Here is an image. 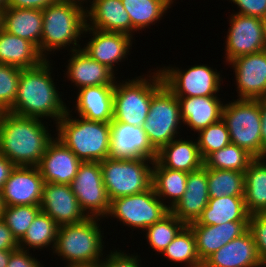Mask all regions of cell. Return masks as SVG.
Wrapping results in <instances>:
<instances>
[{"mask_svg": "<svg viewBox=\"0 0 266 267\" xmlns=\"http://www.w3.org/2000/svg\"><path fill=\"white\" fill-rule=\"evenodd\" d=\"M50 61L44 59L37 66L21 69L17 95L8 112L23 117L51 118L55 124L65 115L68 107L52 78Z\"/></svg>", "mask_w": 266, "mask_h": 267, "instance_id": "obj_1", "label": "cell"}, {"mask_svg": "<svg viewBox=\"0 0 266 267\" xmlns=\"http://www.w3.org/2000/svg\"><path fill=\"white\" fill-rule=\"evenodd\" d=\"M43 119L3 112L0 119V153L15 166H38L54 139Z\"/></svg>", "mask_w": 266, "mask_h": 267, "instance_id": "obj_2", "label": "cell"}, {"mask_svg": "<svg viewBox=\"0 0 266 267\" xmlns=\"http://www.w3.org/2000/svg\"><path fill=\"white\" fill-rule=\"evenodd\" d=\"M42 15L40 54L45 59H49L50 52L54 53L65 47L70 46V52L81 48L79 40L85 36L86 27L85 6L67 0H58L43 9Z\"/></svg>", "mask_w": 266, "mask_h": 267, "instance_id": "obj_3", "label": "cell"}, {"mask_svg": "<svg viewBox=\"0 0 266 267\" xmlns=\"http://www.w3.org/2000/svg\"><path fill=\"white\" fill-rule=\"evenodd\" d=\"M69 110L56 123V138L82 162H100L110 157V123L74 118ZM73 117V118H72Z\"/></svg>", "mask_w": 266, "mask_h": 267, "instance_id": "obj_4", "label": "cell"}, {"mask_svg": "<svg viewBox=\"0 0 266 267\" xmlns=\"http://www.w3.org/2000/svg\"><path fill=\"white\" fill-rule=\"evenodd\" d=\"M98 220L102 219L87 217L80 223L59 226L53 254L62 257L67 265L102 261L104 233Z\"/></svg>", "mask_w": 266, "mask_h": 267, "instance_id": "obj_5", "label": "cell"}, {"mask_svg": "<svg viewBox=\"0 0 266 267\" xmlns=\"http://www.w3.org/2000/svg\"><path fill=\"white\" fill-rule=\"evenodd\" d=\"M118 82L115 81L113 94V120L132 126H143L152 96L164 85L160 71L155 69V72L146 77L142 75Z\"/></svg>", "mask_w": 266, "mask_h": 267, "instance_id": "obj_6", "label": "cell"}, {"mask_svg": "<svg viewBox=\"0 0 266 267\" xmlns=\"http://www.w3.org/2000/svg\"><path fill=\"white\" fill-rule=\"evenodd\" d=\"M154 160L147 158L114 159L100 161L102 179L111 200L145 192L152 187Z\"/></svg>", "mask_w": 266, "mask_h": 267, "instance_id": "obj_7", "label": "cell"}, {"mask_svg": "<svg viewBox=\"0 0 266 267\" xmlns=\"http://www.w3.org/2000/svg\"><path fill=\"white\" fill-rule=\"evenodd\" d=\"M222 120L226 123L231 143L261 158V115L259 99H233L224 103Z\"/></svg>", "mask_w": 266, "mask_h": 267, "instance_id": "obj_8", "label": "cell"}, {"mask_svg": "<svg viewBox=\"0 0 266 267\" xmlns=\"http://www.w3.org/2000/svg\"><path fill=\"white\" fill-rule=\"evenodd\" d=\"M182 124L178 98L163 85L152 96L150 109L143 124V130L152 147L158 152L164 145L178 138V130Z\"/></svg>", "mask_w": 266, "mask_h": 267, "instance_id": "obj_9", "label": "cell"}, {"mask_svg": "<svg viewBox=\"0 0 266 267\" xmlns=\"http://www.w3.org/2000/svg\"><path fill=\"white\" fill-rule=\"evenodd\" d=\"M170 212L168 205L164 204L156 195L153 187L145 192L122 196L111 200L110 210L106 218H117L120 223L144 230L161 220Z\"/></svg>", "mask_w": 266, "mask_h": 267, "instance_id": "obj_10", "label": "cell"}, {"mask_svg": "<svg viewBox=\"0 0 266 267\" xmlns=\"http://www.w3.org/2000/svg\"><path fill=\"white\" fill-rule=\"evenodd\" d=\"M164 85L176 97H196L217 95L220 91V72L208 65H194L185 70L167 66L159 68Z\"/></svg>", "mask_w": 266, "mask_h": 267, "instance_id": "obj_11", "label": "cell"}, {"mask_svg": "<svg viewBox=\"0 0 266 267\" xmlns=\"http://www.w3.org/2000/svg\"><path fill=\"white\" fill-rule=\"evenodd\" d=\"M70 187L87 217L106 218L111 201L103 183L99 162H82Z\"/></svg>", "mask_w": 266, "mask_h": 267, "instance_id": "obj_12", "label": "cell"}, {"mask_svg": "<svg viewBox=\"0 0 266 267\" xmlns=\"http://www.w3.org/2000/svg\"><path fill=\"white\" fill-rule=\"evenodd\" d=\"M229 17L230 27L225 39L224 55L227 64L239 56L266 50L260 18L238 13H233Z\"/></svg>", "mask_w": 266, "mask_h": 267, "instance_id": "obj_13", "label": "cell"}, {"mask_svg": "<svg viewBox=\"0 0 266 267\" xmlns=\"http://www.w3.org/2000/svg\"><path fill=\"white\" fill-rule=\"evenodd\" d=\"M228 65L235 72L238 99L266 98V50L239 56Z\"/></svg>", "mask_w": 266, "mask_h": 267, "instance_id": "obj_14", "label": "cell"}, {"mask_svg": "<svg viewBox=\"0 0 266 267\" xmlns=\"http://www.w3.org/2000/svg\"><path fill=\"white\" fill-rule=\"evenodd\" d=\"M44 184L37 166H15L2 189L4 206H40Z\"/></svg>", "mask_w": 266, "mask_h": 267, "instance_id": "obj_15", "label": "cell"}, {"mask_svg": "<svg viewBox=\"0 0 266 267\" xmlns=\"http://www.w3.org/2000/svg\"><path fill=\"white\" fill-rule=\"evenodd\" d=\"M110 129V158L156 160L157 151L150 144L143 126L137 127L112 120Z\"/></svg>", "mask_w": 266, "mask_h": 267, "instance_id": "obj_16", "label": "cell"}, {"mask_svg": "<svg viewBox=\"0 0 266 267\" xmlns=\"http://www.w3.org/2000/svg\"><path fill=\"white\" fill-rule=\"evenodd\" d=\"M91 36L90 41L81 48L86 52L93 60L98 61L101 64L106 65L114 73V67L116 63L123 62L122 60L130 55V49H132V37L123 33L116 32H104L93 28L85 27L84 33ZM93 36V37H92Z\"/></svg>", "mask_w": 266, "mask_h": 267, "instance_id": "obj_17", "label": "cell"}, {"mask_svg": "<svg viewBox=\"0 0 266 267\" xmlns=\"http://www.w3.org/2000/svg\"><path fill=\"white\" fill-rule=\"evenodd\" d=\"M40 208L58 226L80 223L87 218L70 185L45 183Z\"/></svg>", "mask_w": 266, "mask_h": 267, "instance_id": "obj_18", "label": "cell"}, {"mask_svg": "<svg viewBox=\"0 0 266 267\" xmlns=\"http://www.w3.org/2000/svg\"><path fill=\"white\" fill-rule=\"evenodd\" d=\"M82 161L56 137L48 144L39 165L45 183L70 185Z\"/></svg>", "mask_w": 266, "mask_h": 267, "instance_id": "obj_19", "label": "cell"}, {"mask_svg": "<svg viewBox=\"0 0 266 267\" xmlns=\"http://www.w3.org/2000/svg\"><path fill=\"white\" fill-rule=\"evenodd\" d=\"M183 197L170 212L185 225L196 222L209 201L207 168L189 172Z\"/></svg>", "mask_w": 266, "mask_h": 267, "instance_id": "obj_20", "label": "cell"}, {"mask_svg": "<svg viewBox=\"0 0 266 267\" xmlns=\"http://www.w3.org/2000/svg\"><path fill=\"white\" fill-rule=\"evenodd\" d=\"M70 59L66 65V78L78 90L83 87L99 85H115V73L106 65L93 60L81 48L71 51Z\"/></svg>", "mask_w": 266, "mask_h": 267, "instance_id": "obj_21", "label": "cell"}, {"mask_svg": "<svg viewBox=\"0 0 266 267\" xmlns=\"http://www.w3.org/2000/svg\"><path fill=\"white\" fill-rule=\"evenodd\" d=\"M203 267H264L259 259L254 237L247 230L210 255Z\"/></svg>", "mask_w": 266, "mask_h": 267, "instance_id": "obj_22", "label": "cell"}, {"mask_svg": "<svg viewBox=\"0 0 266 267\" xmlns=\"http://www.w3.org/2000/svg\"><path fill=\"white\" fill-rule=\"evenodd\" d=\"M249 221H232L220 225H188L194 234L197 253L203 263L223 245L240 237L248 230Z\"/></svg>", "mask_w": 266, "mask_h": 267, "instance_id": "obj_23", "label": "cell"}, {"mask_svg": "<svg viewBox=\"0 0 266 267\" xmlns=\"http://www.w3.org/2000/svg\"><path fill=\"white\" fill-rule=\"evenodd\" d=\"M90 4L86 6L87 27L131 37V19L121 0H92Z\"/></svg>", "mask_w": 266, "mask_h": 267, "instance_id": "obj_24", "label": "cell"}, {"mask_svg": "<svg viewBox=\"0 0 266 267\" xmlns=\"http://www.w3.org/2000/svg\"><path fill=\"white\" fill-rule=\"evenodd\" d=\"M177 98L183 124L195 132L222 119L224 103L218 95Z\"/></svg>", "mask_w": 266, "mask_h": 267, "instance_id": "obj_25", "label": "cell"}, {"mask_svg": "<svg viewBox=\"0 0 266 267\" xmlns=\"http://www.w3.org/2000/svg\"><path fill=\"white\" fill-rule=\"evenodd\" d=\"M115 85L83 87L75 99V111L88 120L110 123L113 120V94Z\"/></svg>", "mask_w": 266, "mask_h": 267, "instance_id": "obj_26", "label": "cell"}, {"mask_svg": "<svg viewBox=\"0 0 266 267\" xmlns=\"http://www.w3.org/2000/svg\"><path fill=\"white\" fill-rule=\"evenodd\" d=\"M0 26L8 33L33 43L40 52L42 10L6 7L0 14Z\"/></svg>", "mask_w": 266, "mask_h": 267, "instance_id": "obj_27", "label": "cell"}, {"mask_svg": "<svg viewBox=\"0 0 266 267\" xmlns=\"http://www.w3.org/2000/svg\"><path fill=\"white\" fill-rule=\"evenodd\" d=\"M173 139L158 152L156 160L164 167L186 173L201 169L204 160L201 157L197 139Z\"/></svg>", "mask_w": 266, "mask_h": 267, "instance_id": "obj_28", "label": "cell"}, {"mask_svg": "<svg viewBox=\"0 0 266 267\" xmlns=\"http://www.w3.org/2000/svg\"><path fill=\"white\" fill-rule=\"evenodd\" d=\"M44 59L33 43L0 26V64L27 69L39 65Z\"/></svg>", "mask_w": 266, "mask_h": 267, "instance_id": "obj_29", "label": "cell"}, {"mask_svg": "<svg viewBox=\"0 0 266 267\" xmlns=\"http://www.w3.org/2000/svg\"><path fill=\"white\" fill-rule=\"evenodd\" d=\"M244 196L209 198L202 214L189 225H220L232 221H249Z\"/></svg>", "mask_w": 266, "mask_h": 267, "instance_id": "obj_30", "label": "cell"}, {"mask_svg": "<svg viewBox=\"0 0 266 267\" xmlns=\"http://www.w3.org/2000/svg\"><path fill=\"white\" fill-rule=\"evenodd\" d=\"M244 201L247 212L266 213V157L254 158L244 172Z\"/></svg>", "mask_w": 266, "mask_h": 267, "instance_id": "obj_31", "label": "cell"}, {"mask_svg": "<svg viewBox=\"0 0 266 267\" xmlns=\"http://www.w3.org/2000/svg\"><path fill=\"white\" fill-rule=\"evenodd\" d=\"M152 167V187L158 198L164 204L168 203L171 209L186 191L188 173L164 168L157 160ZM164 200L169 202L165 203Z\"/></svg>", "mask_w": 266, "mask_h": 267, "instance_id": "obj_32", "label": "cell"}, {"mask_svg": "<svg viewBox=\"0 0 266 267\" xmlns=\"http://www.w3.org/2000/svg\"><path fill=\"white\" fill-rule=\"evenodd\" d=\"M131 19V37L160 21L171 8L164 0H121ZM165 13V14H164Z\"/></svg>", "mask_w": 266, "mask_h": 267, "instance_id": "obj_33", "label": "cell"}, {"mask_svg": "<svg viewBox=\"0 0 266 267\" xmlns=\"http://www.w3.org/2000/svg\"><path fill=\"white\" fill-rule=\"evenodd\" d=\"M58 229L59 226L55 221L41 210L19 241V249L35 251V249L43 250L44 247L47 249L51 245L53 251Z\"/></svg>", "mask_w": 266, "mask_h": 267, "instance_id": "obj_34", "label": "cell"}, {"mask_svg": "<svg viewBox=\"0 0 266 267\" xmlns=\"http://www.w3.org/2000/svg\"><path fill=\"white\" fill-rule=\"evenodd\" d=\"M161 254L175 264L184 263L186 267H203L197 253L194 234L188 225L179 231Z\"/></svg>", "mask_w": 266, "mask_h": 267, "instance_id": "obj_35", "label": "cell"}, {"mask_svg": "<svg viewBox=\"0 0 266 267\" xmlns=\"http://www.w3.org/2000/svg\"><path fill=\"white\" fill-rule=\"evenodd\" d=\"M209 198L244 196V172L207 168Z\"/></svg>", "mask_w": 266, "mask_h": 267, "instance_id": "obj_36", "label": "cell"}, {"mask_svg": "<svg viewBox=\"0 0 266 267\" xmlns=\"http://www.w3.org/2000/svg\"><path fill=\"white\" fill-rule=\"evenodd\" d=\"M254 157L245 149L230 143L211 153L205 160L206 168L245 172Z\"/></svg>", "mask_w": 266, "mask_h": 267, "instance_id": "obj_37", "label": "cell"}, {"mask_svg": "<svg viewBox=\"0 0 266 267\" xmlns=\"http://www.w3.org/2000/svg\"><path fill=\"white\" fill-rule=\"evenodd\" d=\"M184 226L182 221L169 212L161 220L144 230L147 244L161 254Z\"/></svg>", "mask_w": 266, "mask_h": 267, "instance_id": "obj_38", "label": "cell"}, {"mask_svg": "<svg viewBox=\"0 0 266 267\" xmlns=\"http://www.w3.org/2000/svg\"><path fill=\"white\" fill-rule=\"evenodd\" d=\"M40 211L38 205L4 206L1 219L19 242Z\"/></svg>", "mask_w": 266, "mask_h": 267, "instance_id": "obj_39", "label": "cell"}, {"mask_svg": "<svg viewBox=\"0 0 266 267\" xmlns=\"http://www.w3.org/2000/svg\"><path fill=\"white\" fill-rule=\"evenodd\" d=\"M197 143L203 160L231 143L226 123L221 119L198 132Z\"/></svg>", "mask_w": 266, "mask_h": 267, "instance_id": "obj_40", "label": "cell"}, {"mask_svg": "<svg viewBox=\"0 0 266 267\" xmlns=\"http://www.w3.org/2000/svg\"><path fill=\"white\" fill-rule=\"evenodd\" d=\"M21 68L0 64V108L8 112L14 104Z\"/></svg>", "mask_w": 266, "mask_h": 267, "instance_id": "obj_41", "label": "cell"}, {"mask_svg": "<svg viewBox=\"0 0 266 267\" xmlns=\"http://www.w3.org/2000/svg\"><path fill=\"white\" fill-rule=\"evenodd\" d=\"M248 230L254 237L257 253L262 265L266 266V213L249 216Z\"/></svg>", "mask_w": 266, "mask_h": 267, "instance_id": "obj_42", "label": "cell"}, {"mask_svg": "<svg viewBox=\"0 0 266 267\" xmlns=\"http://www.w3.org/2000/svg\"><path fill=\"white\" fill-rule=\"evenodd\" d=\"M122 250H113L103 258V267H141V259L136 254L130 255L121 252ZM140 263V264H139Z\"/></svg>", "mask_w": 266, "mask_h": 267, "instance_id": "obj_43", "label": "cell"}, {"mask_svg": "<svg viewBox=\"0 0 266 267\" xmlns=\"http://www.w3.org/2000/svg\"><path fill=\"white\" fill-rule=\"evenodd\" d=\"M228 1V0H227ZM235 3L241 15L262 19L266 15V0H230Z\"/></svg>", "mask_w": 266, "mask_h": 267, "instance_id": "obj_44", "label": "cell"}, {"mask_svg": "<svg viewBox=\"0 0 266 267\" xmlns=\"http://www.w3.org/2000/svg\"><path fill=\"white\" fill-rule=\"evenodd\" d=\"M27 250L16 249L14 250L8 261L7 267H44L38 259L29 254Z\"/></svg>", "mask_w": 266, "mask_h": 267, "instance_id": "obj_45", "label": "cell"}, {"mask_svg": "<svg viewBox=\"0 0 266 267\" xmlns=\"http://www.w3.org/2000/svg\"><path fill=\"white\" fill-rule=\"evenodd\" d=\"M58 0H7V7L43 10Z\"/></svg>", "mask_w": 266, "mask_h": 267, "instance_id": "obj_46", "label": "cell"}, {"mask_svg": "<svg viewBox=\"0 0 266 267\" xmlns=\"http://www.w3.org/2000/svg\"><path fill=\"white\" fill-rule=\"evenodd\" d=\"M19 249V242L11 233L4 221L0 218V250Z\"/></svg>", "mask_w": 266, "mask_h": 267, "instance_id": "obj_47", "label": "cell"}, {"mask_svg": "<svg viewBox=\"0 0 266 267\" xmlns=\"http://www.w3.org/2000/svg\"><path fill=\"white\" fill-rule=\"evenodd\" d=\"M261 115V158L266 157V98L259 99Z\"/></svg>", "mask_w": 266, "mask_h": 267, "instance_id": "obj_48", "label": "cell"}, {"mask_svg": "<svg viewBox=\"0 0 266 267\" xmlns=\"http://www.w3.org/2000/svg\"><path fill=\"white\" fill-rule=\"evenodd\" d=\"M14 168L15 165L0 153V191Z\"/></svg>", "mask_w": 266, "mask_h": 267, "instance_id": "obj_49", "label": "cell"}, {"mask_svg": "<svg viewBox=\"0 0 266 267\" xmlns=\"http://www.w3.org/2000/svg\"><path fill=\"white\" fill-rule=\"evenodd\" d=\"M14 250H0V267H7L10 255Z\"/></svg>", "mask_w": 266, "mask_h": 267, "instance_id": "obj_50", "label": "cell"}, {"mask_svg": "<svg viewBox=\"0 0 266 267\" xmlns=\"http://www.w3.org/2000/svg\"><path fill=\"white\" fill-rule=\"evenodd\" d=\"M65 267H103V262L97 261L94 263L68 264Z\"/></svg>", "mask_w": 266, "mask_h": 267, "instance_id": "obj_51", "label": "cell"}, {"mask_svg": "<svg viewBox=\"0 0 266 267\" xmlns=\"http://www.w3.org/2000/svg\"><path fill=\"white\" fill-rule=\"evenodd\" d=\"M261 23H262L263 37L266 42V15L261 19Z\"/></svg>", "mask_w": 266, "mask_h": 267, "instance_id": "obj_52", "label": "cell"}, {"mask_svg": "<svg viewBox=\"0 0 266 267\" xmlns=\"http://www.w3.org/2000/svg\"><path fill=\"white\" fill-rule=\"evenodd\" d=\"M67 1H70V2H74V3H77V4H80L81 6H83L85 3H87L88 1L91 3V0H67ZM85 2V3H84Z\"/></svg>", "mask_w": 266, "mask_h": 267, "instance_id": "obj_53", "label": "cell"}, {"mask_svg": "<svg viewBox=\"0 0 266 267\" xmlns=\"http://www.w3.org/2000/svg\"><path fill=\"white\" fill-rule=\"evenodd\" d=\"M7 7V0H0V14Z\"/></svg>", "mask_w": 266, "mask_h": 267, "instance_id": "obj_54", "label": "cell"}, {"mask_svg": "<svg viewBox=\"0 0 266 267\" xmlns=\"http://www.w3.org/2000/svg\"><path fill=\"white\" fill-rule=\"evenodd\" d=\"M3 209H4V204L2 201V191H0V218L2 217Z\"/></svg>", "mask_w": 266, "mask_h": 267, "instance_id": "obj_55", "label": "cell"}, {"mask_svg": "<svg viewBox=\"0 0 266 267\" xmlns=\"http://www.w3.org/2000/svg\"><path fill=\"white\" fill-rule=\"evenodd\" d=\"M175 0H165V2L169 5L172 6Z\"/></svg>", "mask_w": 266, "mask_h": 267, "instance_id": "obj_56", "label": "cell"}, {"mask_svg": "<svg viewBox=\"0 0 266 267\" xmlns=\"http://www.w3.org/2000/svg\"><path fill=\"white\" fill-rule=\"evenodd\" d=\"M3 112L4 111L0 108V119H1V116H2Z\"/></svg>", "mask_w": 266, "mask_h": 267, "instance_id": "obj_57", "label": "cell"}]
</instances>
